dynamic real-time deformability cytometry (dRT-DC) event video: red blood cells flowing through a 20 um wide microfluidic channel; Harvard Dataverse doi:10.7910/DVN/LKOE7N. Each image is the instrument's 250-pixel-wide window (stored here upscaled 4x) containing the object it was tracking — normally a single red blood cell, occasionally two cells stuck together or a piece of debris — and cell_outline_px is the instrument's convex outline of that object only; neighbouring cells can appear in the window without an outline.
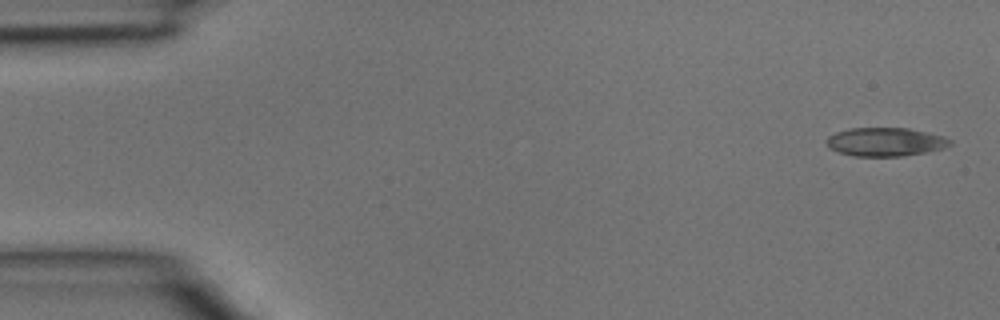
{"species": "common noctule bat (a hibernating species)", "species_latin": "Nyctalus noctula", "temperature_condition": "room temperature", "stored_images_in_passage": 3, "camera_frame_rate_fps": 3000, "um_per_image_px": 0.085, "animal": {"sex": "male", "body_mass_g": 15.6}, "frame": {"image": 1, "passage_image": 1, "time_ms": 0.0, "image_size_px": [1000, 320], "cell_outline_px": [[952, 144], [944, 148], [924, 152], [900, 156], [856, 156], [840, 152], [832, 148], [824, 140], [828, 136], [836, 132], [852, 128], [908, 128], [944, 136], [952, 140]], "centroid_in_image_um": [75.28, 12.05], "position_along_channel_um": 9.7, "area_um2": 20.35}}
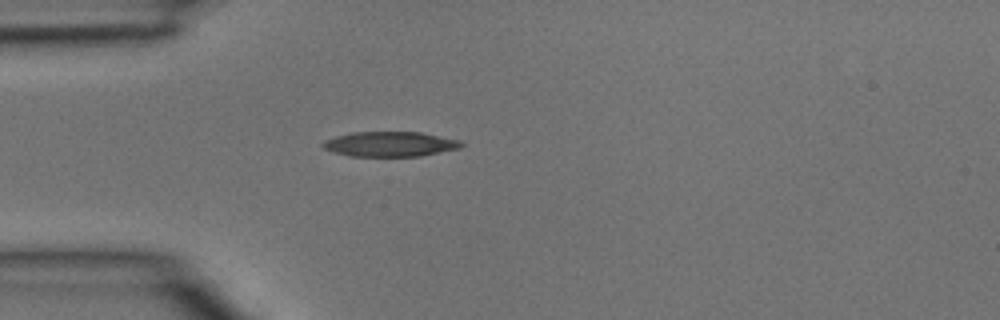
{"frame": {"image": 2, "passage_image": 3, "time_ms": 0.667, "image_size_px": [1000, 320], "cell_outline_px": [[464, 144], [460, 148], [420, 156], [348, 156], [324, 148], [320, 144], [324, 140], [336, 136], [352, 132], [420, 132], [460, 140]], "centroid_in_image_um": [33.15, 12.24], "position_along_channel_um": 51.9, "area_um2": 20.06}}